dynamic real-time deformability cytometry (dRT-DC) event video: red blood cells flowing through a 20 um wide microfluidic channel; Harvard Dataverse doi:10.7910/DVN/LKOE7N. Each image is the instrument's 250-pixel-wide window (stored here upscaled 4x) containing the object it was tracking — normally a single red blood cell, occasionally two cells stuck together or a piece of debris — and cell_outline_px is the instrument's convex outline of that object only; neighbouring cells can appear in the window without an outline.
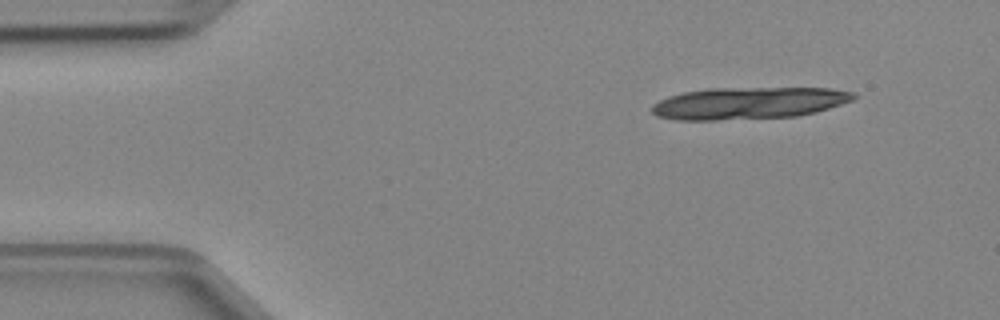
{"species": "Egyptian fruit bat (a non-hibernating species)", "species_latin": "Rousettus aegyptiacus", "temperature_condition": "cold", "stored_images_in_passage": 4, "camera_frame_rate_fps": 3000, "um_per_image_px": 0.085, "animal": {"sex": "female"}, "frame": {"image": 1, "passage_image": 1, "time_ms": 0.0, "image_size_px": [1000, 320], "cell_outline_px": [[856, 96], [852, 100], [816, 112], [796, 116], [716, 120], [676, 120], [656, 116], [652, 112], [652, 104], [668, 96], [684, 92], [708, 88], [832, 88], [856, 92]], "centroid_in_image_um": [63.62, 8.76], "position_along_channel_um": 21.4, "area_um2": 37.63}}